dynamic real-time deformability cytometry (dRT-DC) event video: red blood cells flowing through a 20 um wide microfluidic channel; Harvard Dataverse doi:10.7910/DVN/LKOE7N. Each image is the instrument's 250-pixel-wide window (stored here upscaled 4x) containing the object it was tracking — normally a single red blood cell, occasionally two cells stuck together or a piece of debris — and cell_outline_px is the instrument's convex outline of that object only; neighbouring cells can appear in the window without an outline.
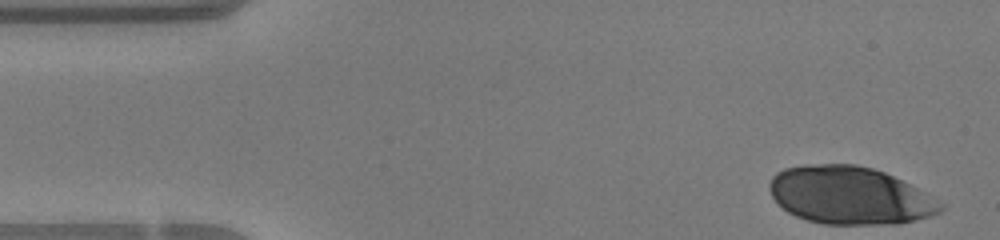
{"species": "human", "species_latin": "Homo sapiens", "temperature_condition": "warm", "stored_images_in_passage": 19, "camera_frame_rate_fps": 3000, "um_per_image_px": 0.085, "donor": {"sex": "female"}, "frame": {"image": 1, "passage_image": 1, "time_ms": 0.0, "image_size_px": [1000, 240], "cell_outline_px": [[944, 208], [940, 212], [916, 220], [896, 224], [824, 224], [808, 220], [796, 216], [788, 212], [776, 204], [768, 188], [768, 184], [772, 176], [776, 172], [784, 168], [804, 164], [856, 164], [872, 168], [884, 172], [916, 188], [944, 204]], "centroid_in_image_um": [72.17, 16.61], "position_along_channel_um": 12.8, "area_um2": 57.57}}